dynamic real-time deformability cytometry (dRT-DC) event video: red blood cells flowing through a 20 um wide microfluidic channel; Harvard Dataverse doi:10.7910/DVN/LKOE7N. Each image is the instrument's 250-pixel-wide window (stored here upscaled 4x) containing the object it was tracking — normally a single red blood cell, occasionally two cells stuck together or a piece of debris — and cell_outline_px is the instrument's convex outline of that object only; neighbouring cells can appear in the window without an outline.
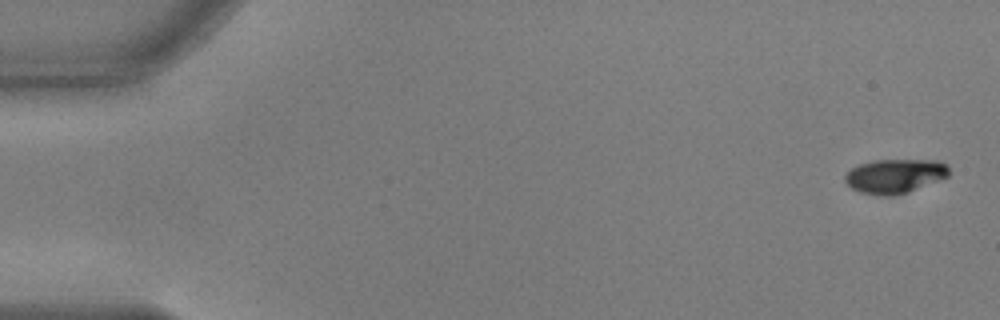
{"species": "common noctule bat (a hibernating species)", "species_latin": "Nyctalus noctula", "temperature_condition": "warm", "stored_images_in_passage": 54, "camera_frame_rate_fps": 3000, "um_per_image_px": 0.085, "animal": {"sex": "male", "body_mass_g": 17.9, "forearm_length_mm": 54.2}, "frame": {"image": 1, "passage_image": 1, "time_ms": 0.0, "image_size_px": [1000, 320], "cell_outline_px": [[948, 176], [908, 192], [892, 196], [880, 196], [860, 192], [852, 188], [844, 180], [844, 176], [852, 168], [860, 164], [872, 160], [940, 160], [948, 164]], "centroid_in_image_um": [76.06, 14.96], "position_along_channel_um": 8.9, "area_um2": 20.69}}
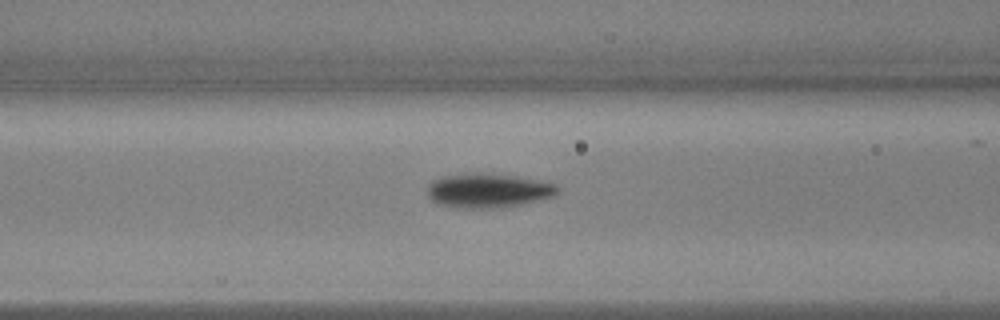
{"frame": {"image": 2, "passage_image": 22, "time_ms": 7.0, "image_size_px": [1000, 320], "cell_outline_px": [[560, 192], [556, 196], [524, 204], [500, 208], [452, 208], [436, 204], [428, 196], [428, 184], [432, 180], [444, 176], [512, 176], [556, 184], [560, 188]], "centroid_in_image_um": [41.52, 16.27], "position_along_channel_um": 125.1, "area_um2": 25.32}}
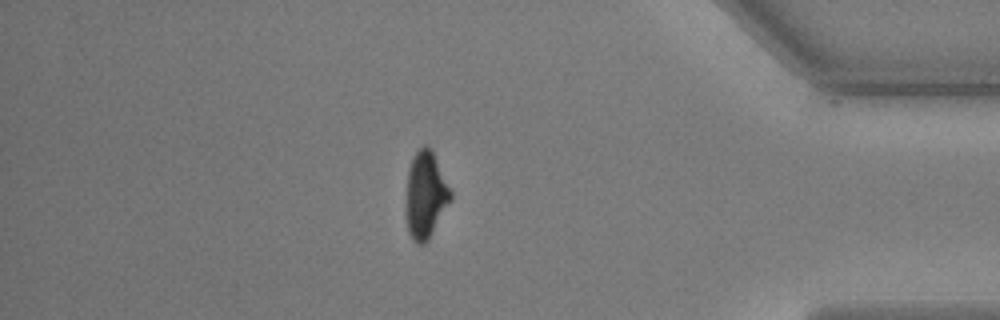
{"frame": {"image": 3, "passage_image": 47, "time_ms": 15.333, "image_size_px": [1000, 320], "cell_outline_px": [[452, 200], [428, 240], [424, 244], [416, 244], [412, 240], [408, 232], [408, 168], [416, 152], [424, 144], [428, 144], [432, 148], [452, 192]], "centroid_in_image_um": [36.22, 16.55], "position_along_channel_um": 399.0, "area_um2": 22.31}, "authors_computed_cell_mechanics": {"area_um2": 23.5535, "velocity_mm_per_s": 3.6803, "shape_relaxation_time_tau1_ms": 2.4096, "shape_relaxation_time_tau2_ms": 3.0892, "deformation_change_tau1": 0.1496, "deformation_change_tau2": 0.0502}}